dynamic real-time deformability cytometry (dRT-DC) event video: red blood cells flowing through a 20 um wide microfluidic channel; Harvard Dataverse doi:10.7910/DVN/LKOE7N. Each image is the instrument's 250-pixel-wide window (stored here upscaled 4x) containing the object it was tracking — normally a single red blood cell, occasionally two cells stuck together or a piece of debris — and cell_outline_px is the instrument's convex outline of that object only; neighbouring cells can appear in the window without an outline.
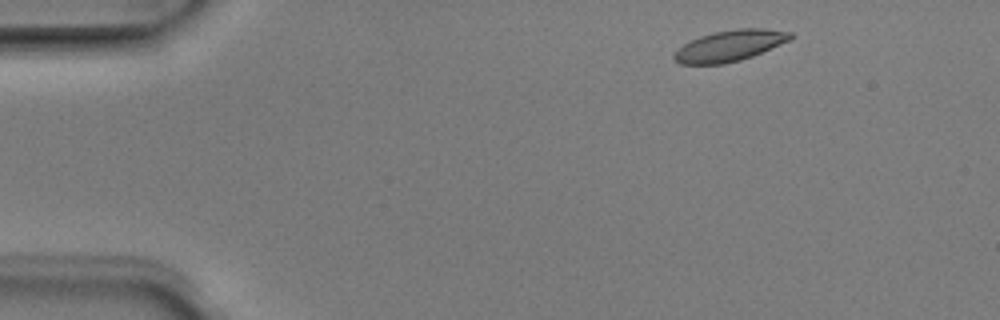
{"species": "Egyptian fruit bat (a non-hibernating species)", "species_latin": "Rousettus aegyptiacus", "temperature_condition": "room temperature", "stored_images_in_passage": 5, "camera_frame_rate_fps": 3000, "um_per_image_px": 0.085, "animal": {"sex": "male"}, "frame": {"image": 1, "passage_image": 2, "time_ms": 0.333, "image_size_px": [1000, 320], "cell_outline_px": [[796, 36], [792, 40], [752, 56], [740, 60], [724, 64], [680, 64], [672, 56], [684, 44], [700, 36], [716, 32], [736, 28], [764, 28], [792, 32]], "centroid_in_image_um": [62.11, 3.88], "position_along_channel_um": 22.9, "area_um2": 21.04}}
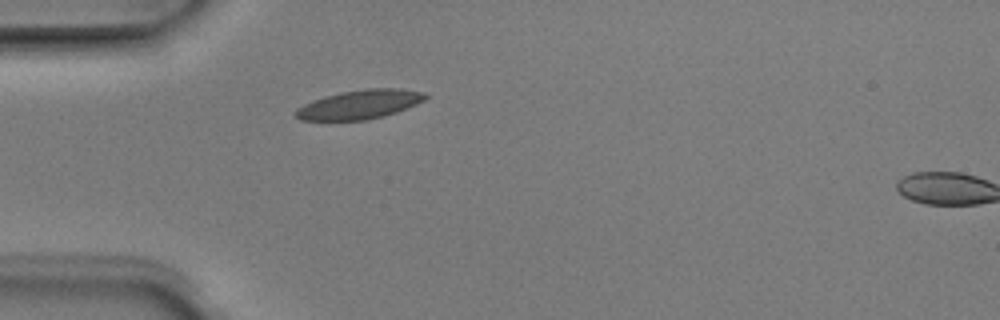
{"frame": {"image": 2, "passage_image": 4, "time_ms": 1.0, "image_size_px": [1000, 320], "cell_outline_px": [[428, 96], [424, 100], [416, 104], [396, 112], [384, 116], [364, 120], [300, 120], [296, 116], [296, 108], [304, 104], [324, 96], [340, 92], [368, 88], [400, 88], [424, 92]], "centroid_in_image_um": [30.58, 8.87], "position_along_channel_um": 54.4, "area_um2": 21.85}}